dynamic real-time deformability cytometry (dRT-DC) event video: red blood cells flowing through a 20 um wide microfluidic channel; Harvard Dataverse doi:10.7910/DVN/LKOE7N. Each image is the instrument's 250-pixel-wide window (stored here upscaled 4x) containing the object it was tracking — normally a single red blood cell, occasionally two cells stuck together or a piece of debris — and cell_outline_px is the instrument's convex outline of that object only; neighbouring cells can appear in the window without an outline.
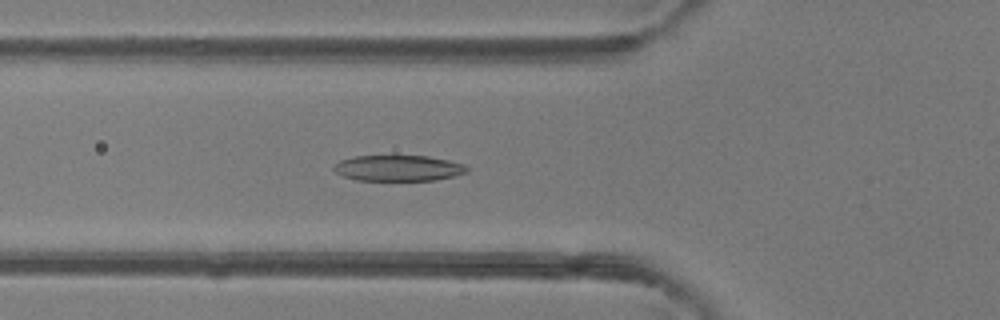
{"species": "common noctule bat (a hibernating species)", "species_latin": "Nyctalus noctula", "temperature_condition": "room temperature", "stored_images_in_passage": 48, "camera_frame_rate_fps": 3000, "um_per_image_px": 0.085, "animal": {"sex": "female"}, "frame": {"image": 1, "passage_image": 17, "time_ms": 5.333, "image_size_px": [1000, 320], "cell_outline_px": [[468, 172], [436, 180], [356, 180], [344, 176], [336, 172], [332, 168], [340, 160], [352, 156], [428, 156], [448, 160], [464, 164], [468, 168]], "centroid_in_image_um": [33.85, 14.28], "position_along_channel_um": 91.9, "area_um2": 19.94}}
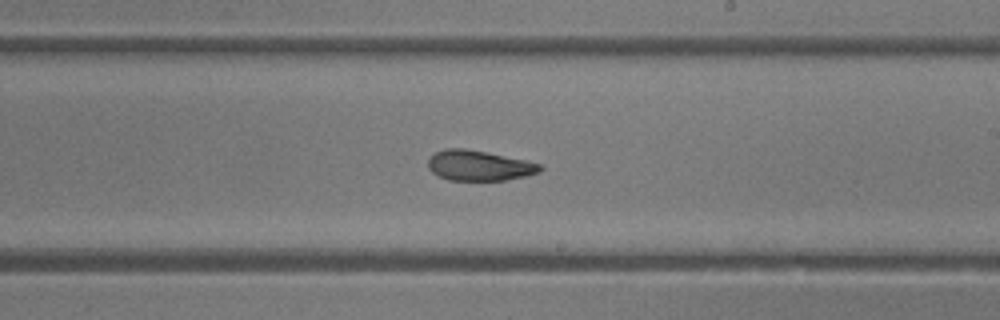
{"frame": {"image": 2, "passage_image": 28, "time_ms": 9.0, "image_size_px": [1000, 320], "cell_outline_px": [[544, 168], [540, 172], [528, 176], [504, 180], [448, 180], [432, 172], [428, 168], [428, 160], [436, 152], [444, 148], [464, 148], [488, 152], [524, 160], [540, 164]], "centroid_in_image_um": [40.73, 14.07], "position_along_channel_um": 248.3, "area_um2": 19.77}}
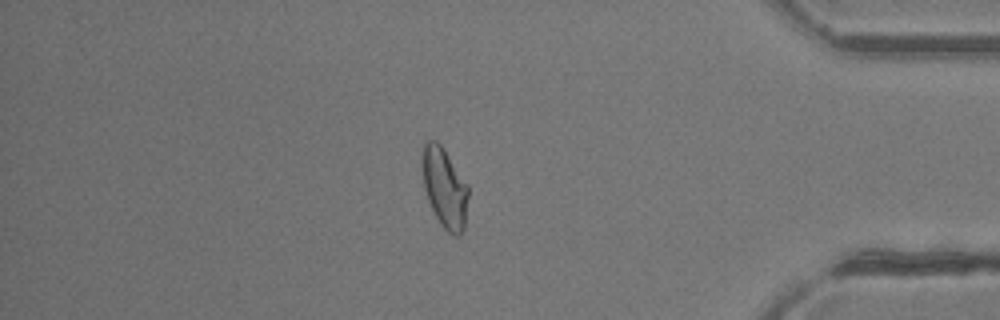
{"frame": {"image": 3, "passage_image": 41, "time_ms": 13.333, "image_size_px": [1000, 320], "cell_outline_px": [[468, 196], [464, 228], [460, 236], [452, 236], [440, 224], [428, 200], [424, 188], [420, 164], [420, 152], [424, 144], [428, 140], [436, 140], [440, 144], [468, 184]], "centroid_in_image_um": [37.76, 15.94], "position_along_channel_um": 397.4, "area_um2": 21.73}, "authors_computed_cell_mechanics": {"area_um2": 21.386, "velocity_mm_per_s": 4.2495, "shape_relaxation_time_tau1_ms": 7.6652, "shape_relaxation_time_tau2_ms": 1.8114, "deformation_change_tau1": 0.2158, "deformation_change_tau2": 0.088}}